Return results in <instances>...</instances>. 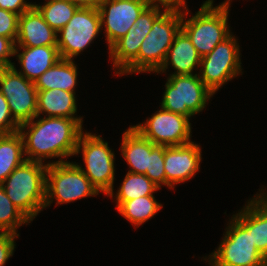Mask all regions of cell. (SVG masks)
I'll return each instance as SVG.
<instances>
[{"label": "cell", "mask_w": 267, "mask_h": 266, "mask_svg": "<svg viewBox=\"0 0 267 266\" xmlns=\"http://www.w3.org/2000/svg\"><path fill=\"white\" fill-rule=\"evenodd\" d=\"M162 9V10H161ZM165 11L156 6H147L135 21L127 34L117 40L108 50L113 62L115 74L119 75L137 56L143 40L146 38L154 21Z\"/></svg>", "instance_id": "obj_13"}, {"label": "cell", "mask_w": 267, "mask_h": 266, "mask_svg": "<svg viewBox=\"0 0 267 266\" xmlns=\"http://www.w3.org/2000/svg\"><path fill=\"white\" fill-rule=\"evenodd\" d=\"M239 43L230 34L210 53L201 57L199 78L214 93L225 83L242 74Z\"/></svg>", "instance_id": "obj_9"}, {"label": "cell", "mask_w": 267, "mask_h": 266, "mask_svg": "<svg viewBox=\"0 0 267 266\" xmlns=\"http://www.w3.org/2000/svg\"><path fill=\"white\" fill-rule=\"evenodd\" d=\"M148 6H156L165 10H183L186 0H143ZM182 8V9H181Z\"/></svg>", "instance_id": "obj_34"}, {"label": "cell", "mask_w": 267, "mask_h": 266, "mask_svg": "<svg viewBox=\"0 0 267 266\" xmlns=\"http://www.w3.org/2000/svg\"><path fill=\"white\" fill-rule=\"evenodd\" d=\"M132 127L155 145L180 146L192 142L190 119L162 107L146 122Z\"/></svg>", "instance_id": "obj_11"}, {"label": "cell", "mask_w": 267, "mask_h": 266, "mask_svg": "<svg viewBox=\"0 0 267 266\" xmlns=\"http://www.w3.org/2000/svg\"><path fill=\"white\" fill-rule=\"evenodd\" d=\"M213 2L214 0L204 1L196 14L187 20V6L182 10L181 29L188 35L201 57L210 53L232 33L228 25L231 4L221 3L214 7Z\"/></svg>", "instance_id": "obj_5"}, {"label": "cell", "mask_w": 267, "mask_h": 266, "mask_svg": "<svg viewBox=\"0 0 267 266\" xmlns=\"http://www.w3.org/2000/svg\"><path fill=\"white\" fill-rule=\"evenodd\" d=\"M159 189L145 174L127 172L116 194L114 191H111L108 196L116 198L117 208L122 202L130 201L141 196L153 195Z\"/></svg>", "instance_id": "obj_24"}, {"label": "cell", "mask_w": 267, "mask_h": 266, "mask_svg": "<svg viewBox=\"0 0 267 266\" xmlns=\"http://www.w3.org/2000/svg\"><path fill=\"white\" fill-rule=\"evenodd\" d=\"M19 15L0 8V36L10 38L14 43L18 35Z\"/></svg>", "instance_id": "obj_29"}, {"label": "cell", "mask_w": 267, "mask_h": 266, "mask_svg": "<svg viewBox=\"0 0 267 266\" xmlns=\"http://www.w3.org/2000/svg\"><path fill=\"white\" fill-rule=\"evenodd\" d=\"M17 70L14 64L0 68V92L8 101L13 119L21 125L37 115V89Z\"/></svg>", "instance_id": "obj_12"}, {"label": "cell", "mask_w": 267, "mask_h": 266, "mask_svg": "<svg viewBox=\"0 0 267 266\" xmlns=\"http://www.w3.org/2000/svg\"><path fill=\"white\" fill-rule=\"evenodd\" d=\"M70 3L82 7V8H94L97 9L102 0H67Z\"/></svg>", "instance_id": "obj_35"}, {"label": "cell", "mask_w": 267, "mask_h": 266, "mask_svg": "<svg viewBox=\"0 0 267 266\" xmlns=\"http://www.w3.org/2000/svg\"><path fill=\"white\" fill-rule=\"evenodd\" d=\"M121 155L129 165L128 172L145 174L149 169V155L156 146L150 140L143 137L131 125L122 135Z\"/></svg>", "instance_id": "obj_19"}, {"label": "cell", "mask_w": 267, "mask_h": 266, "mask_svg": "<svg viewBox=\"0 0 267 266\" xmlns=\"http://www.w3.org/2000/svg\"><path fill=\"white\" fill-rule=\"evenodd\" d=\"M34 6L56 32L68 23L79 8L67 0H47L44 5L35 3Z\"/></svg>", "instance_id": "obj_26"}, {"label": "cell", "mask_w": 267, "mask_h": 266, "mask_svg": "<svg viewBox=\"0 0 267 266\" xmlns=\"http://www.w3.org/2000/svg\"><path fill=\"white\" fill-rule=\"evenodd\" d=\"M213 95L198 74L169 75L160 104L163 109L190 119L204 110Z\"/></svg>", "instance_id": "obj_8"}, {"label": "cell", "mask_w": 267, "mask_h": 266, "mask_svg": "<svg viewBox=\"0 0 267 266\" xmlns=\"http://www.w3.org/2000/svg\"><path fill=\"white\" fill-rule=\"evenodd\" d=\"M147 6L143 0H102L97 9L108 49L127 34Z\"/></svg>", "instance_id": "obj_14"}, {"label": "cell", "mask_w": 267, "mask_h": 266, "mask_svg": "<svg viewBox=\"0 0 267 266\" xmlns=\"http://www.w3.org/2000/svg\"><path fill=\"white\" fill-rule=\"evenodd\" d=\"M76 92L61 89L37 90V116L83 119L77 113Z\"/></svg>", "instance_id": "obj_20"}, {"label": "cell", "mask_w": 267, "mask_h": 266, "mask_svg": "<svg viewBox=\"0 0 267 266\" xmlns=\"http://www.w3.org/2000/svg\"><path fill=\"white\" fill-rule=\"evenodd\" d=\"M57 46V32L33 5L18 18L15 47Z\"/></svg>", "instance_id": "obj_16"}, {"label": "cell", "mask_w": 267, "mask_h": 266, "mask_svg": "<svg viewBox=\"0 0 267 266\" xmlns=\"http://www.w3.org/2000/svg\"><path fill=\"white\" fill-rule=\"evenodd\" d=\"M15 43L10 39L0 36V68L11 67L10 57H14Z\"/></svg>", "instance_id": "obj_32"}, {"label": "cell", "mask_w": 267, "mask_h": 266, "mask_svg": "<svg viewBox=\"0 0 267 266\" xmlns=\"http://www.w3.org/2000/svg\"><path fill=\"white\" fill-rule=\"evenodd\" d=\"M31 221L12 203L0 184V232L17 233L22 224Z\"/></svg>", "instance_id": "obj_27"}, {"label": "cell", "mask_w": 267, "mask_h": 266, "mask_svg": "<svg viewBox=\"0 0 267 266\" xmlns=\"http://www.w3.org/2000/svg\"><path fill=\"white\" fill-rule=\"evenodd\" d=\"M201 56L198 54L196 48L192 44L188 35L180 29L175 35L166 59L161 68L156 72L165 73L170 65L175 71L169 75H193L196 68L200 67ZM198 66V67H197Z\"/></svg>", "instance_id": "obj_17"}, {"label": "cell", "mask_w": 267, "mask_h": 266, "mask_svg": "<svg viewBox=\"0 0 267 266\" xmlns=\"http://www.w3.org/2000/svg\"><path fill=\"white\" fill-rule=\"evenodd\" d=\"M83 155L84 167L74 162L90 180L91 184L106 196L114 190L115 154L101 135L90 132L81 133L78 139L75 156Z\"/></svg>", "instance_id": "obj_6"}, {"label": "cell", "mask_w": 267, "mask_h": 266, "mask_svg": "<svg viewBox=\"0 0 267 266\" xmlns=\"http://www.w3.org/2000/svg\"><path fill=\"white\" fill-rule=\"evenodd\" d=\"M47 166L25 160L1 184L8 198L31 222L45 208Z\"/></svg>", "instance_id": "obj_3"}, {"label": "cell", "mask_w": 267, "mask_h": 266, "mask_svg": "<svg viewBox=\"0 0 267 266\" xmlns=\"http://www.w3.org/2000/svg\"><path fill=\"white\" fill-rule=\"evenodd\" d=\"M98 194V190L74 162L48 164L45 208L50 206L54 199L57 201L56 205H61Z\"/></svg>", "instance_id": "obj_7"}, {"label": "cell", "mask_w": 267, "mask_h": 266, "mask_svg": "<svg viewBox=\"0 0 267 266\" xmlns=\"http://www.w3.org/2000/svg\"><path fill=\"white\" fill-rule=\"evenodd\" d=\"M14 55L21 65L17 72L33 82L61 59L57 46L15 47Z\"/></svg>", "instance_id": "obj_18"}, {"label": "cell", "mask_w": 267, "mask_h": 266, "mask_svg": "<svg viewBox=\"0 0 267 266\" xmlns=\"http://www.w3.org/2000/svg\"><path fill=\"white\" fill-rule=\"evenodd\" d=\"M164 151L165 146L156 145L149 155V169L145 175L159 188L166 185V173L164 170Z\"/></svg>", "instance_id": "obj_28"}, {"label": "cell", "mask_w": 267, "mask_h": 266, "mask_svg": "<svg viewBox=\"0 0 267 266\" xmlns=\"http://www.w3.org/2000/svg\"><path fill=\"white\" fill-rule=\"evenodd\" d=\"M77 65L73 60L61 58L46 70L34 84L37 90L61 89L75 92L77 85Z\"/></svg>", "instance_id": "obj_21"}, {"label": "cell", "mask_w": 267, "mask_h": 266, "mask_svg": "<svg viewBox=\"0 0 267 266\" xmlns=\"http://www.w3.org/2000/svg\"><path fill=\"white\" fill-rule=\"evenodd\" d=\"M19 234L0 232V266L8 261V259L13 256L16 242Z\"/></svg>", "instance_id": "obj_31"}, {"label": "cell", "mask_w": 267, "mask_h": 266, "mask_svg": "<svg viewBox=\"0 0 267 266\" xmlns=\"http://www.w3.org/2000/svg\"><path fill=\"white\" fill-rule=\"evenodd\" d=\"M232 216L216 251L203 260H208L210 266H267V259L251 238L250 200Z\"/></svg>", "instance_id": "obj_2"}, {"label": "cell", "mask_w": 267, "mask_h": 266, "mask_svg": "<svg viewBox=\"0 0 267 266\" xmlns=\"http://www.w3.org/2000/svg\"><path fill=\"white\" fill-rule=\"evenodd\" d=\"M34 3L25 0H0V8L18 14L19 16L29 10Z\"/></svg>", "instance_id": "obj_33"}, {"label": "cell", "mask_w": 267, "mask_h": 266, "mask_svg": "<svg viewBox=\"0 0 267 266\" xmlns=\"http://www.w3.org/2000/svg\"><path fill=\"white\" fill-rule=\"evenodd\" d=\"M101 29L98 9L79 7L68 23L57 32L60 57L70 60L76 58L98 37Z\"/></svg>", "instance_id": "obj_10"}, {"label": "cell", "mask_w": 267, "mask_h": 266, "mask_svg": "<svg viewBox=\"0 0 267 266\" xmlns=\"http://www.w3.org/2000/svg\"><path fill=\"white\" fill-rule=\"evenodd\" d=\"M19 126L11 115L7 99L0 92V134L17 132Z\"/></svg>", "instance_id": "obj_30"}, {"label": "cell", "mask_w": 267, "mask_h": 266, "mask_svg": "<svg viewBox=\"0 0 267 266\" xmlns=\"http://www.w3.org/2000/svg\"><path fill=\"white\" fill-rule=\"evenodd\" d=\"M201 153V147L193 141L180 146H165L164 170L169 189L196 175L200 169Z\"/></svg>", "instance_id": "obj_15"}, {"label": "cell", "mask_w": 267, "mask_h": 266, "mask_svg": "<svg viewBox=\"0 0 267 266\" xmlns=\"http://www.w3.org/2000/svg\"><path fill=\"white\" fill-rule=\"evenodd\" d=\"M250 199V234L257 250L267 259V192Z\"/></svg>", "instance_id": "obj_22"}, {"label": "cell", "mask_w": 267, "mask_h": 266, "mask_svg": "<svg viewBox=\"0 0 267 266\" xmlns=\"http://www.w3.org/2000/svg\"><path fill=\"white\" fill-rule=\"evenodd\" d=\"M230 2H231V0H226V1L222 2V4H231Z\"/></svg>", "instance_id": "obj_36"}, {"label": "cell", "mask_w": 267, "mask_h": 266, "mask_svg": "<svg viewBox=\"0 0 267 266\" xmlns=\"http://www.w3.org/2000/svg\"><path fill=\"white\" fill-rule=\"evenodd\" d=\"M24 156L23 139L18 131L0 134V184L26 160Z\"/></svg>", "instance_id": "obj_23"}, {"label": "cell", "mask_w": 267, "mask_h": 266, "mask_svg": "<svg viewBox=\"0 0 267 266\" xmlns=\"http://www.w3.org/2000/svg\"><path fill=\"white\" fill-rule=\"evenodd\" d=\"M162 208V204L153 195H149L122 202L116 209L137 228L154 217Z\"/></svg>", "instance_id": "obj_25"}, {"label": "cell", "mask_w": 267, "mask_h": 266, "mask_svg": "<svg viewBox=\"0 0 267 266\" xmlns=\"http://www.w3.org/2000/svg\"><path fill=\"white\" fill-rule=\"evenodd\" d=\"M82 125L83 119L36 115L18 129L23 139L25 159L45 163L44 159L59 158L47 164L68 162L65 159L74 156L83 132Z\"/></svg>", "instance_id": "obj_1"}, {"label": "cell", "mask_w": 267, "mask_h": 266, "mask_svg": "<svg viewBox=\"0 0 267 266\" xmlns=\"http://www.w3.org/2000/svg\"><path fill=\"white\" fill-rule=\"evenodd\" d=\"M182 10H165L143 40L138 56L119 74L157 72L163 65L175 35L180 31Z\"/></svg>", "instance_id": "obj_4"}]
</instances>
